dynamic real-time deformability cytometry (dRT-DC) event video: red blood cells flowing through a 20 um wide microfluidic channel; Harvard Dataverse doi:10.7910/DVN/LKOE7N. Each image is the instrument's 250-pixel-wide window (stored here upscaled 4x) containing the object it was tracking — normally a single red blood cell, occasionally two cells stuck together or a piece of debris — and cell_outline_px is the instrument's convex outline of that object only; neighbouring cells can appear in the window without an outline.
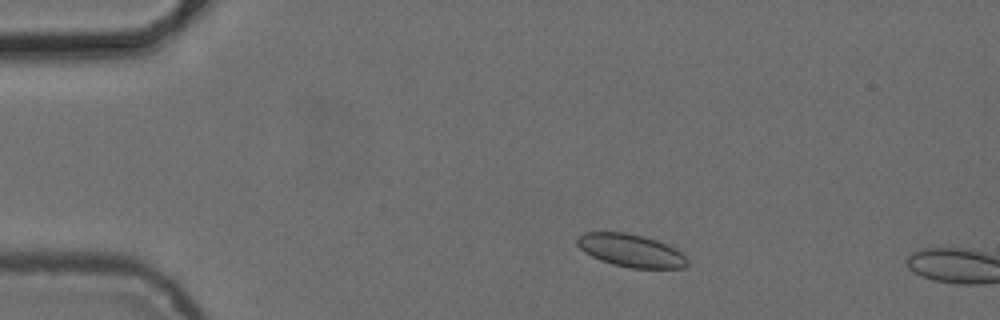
{"species": "common noctule bat (a hibernating species)", "species_latin": "Nyctalus noctula", "temperature_condition": "cold", "stored_images_in_passage": 3, "camera_frame_rate_fps": 3000, "um_per_image_px": 0.085, "animal": {"sex": "female", "body_mass_g": 24.6, "forearm_length_mm": 56.2}, "frame": {"image": 1, "passage_image": 2, "time_ms": 1.333, "image_size_px": [1000, 320], "cell_outline_px": [[688, 264], [684, 268], [632, 268], [612, 264], [600, 260], [584, 252], [576, 244], [576, 236], [584, 232], [624, 232], [644, 236], [656, 240], [676, 248], [688, 260]], "centroid_in_image_um": [53.6, 21.29], "position_along_channel_um": 31.4, "area_um2": 21.15}}